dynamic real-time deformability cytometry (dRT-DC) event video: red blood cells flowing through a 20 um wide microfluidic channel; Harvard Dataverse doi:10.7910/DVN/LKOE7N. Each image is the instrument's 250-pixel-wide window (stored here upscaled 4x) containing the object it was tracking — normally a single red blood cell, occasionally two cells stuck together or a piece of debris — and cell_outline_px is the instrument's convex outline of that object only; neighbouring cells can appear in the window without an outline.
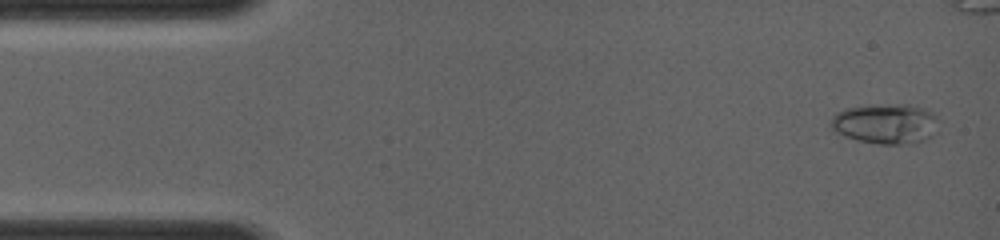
{"species": "common noctule bat (a hibernating species)", "species_latin": "Nyctalus noctula", "temperature_condition": "room temperature", "stored_images_in_passage": 4, "camera_frame_rate_fps": 4000, "um_per_image_px": 0.085, "animal": {"sex": "female", "body_mass_g": 19.0, "forearm_length_mm": 56.7}, "frame": {"image": 1, "passage_image": 1, "time_ms": 0.0, "image_size_px": [1000, 240], "cell_outline_px": [[940, 120], [936, 132], [932, 136], [916, 144], [880, 144], [856, 140], [844, 136], [836, 132], [828, 124], [832, 116], [836, 112], [844, 108], [900, 104], [908, 104], [924, 108], [936, 116]], "centroid_in_image_um": [75.29, 10.53], "position_along_channel_um": 9.7, "area_um2": 25.49}}